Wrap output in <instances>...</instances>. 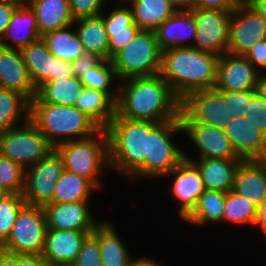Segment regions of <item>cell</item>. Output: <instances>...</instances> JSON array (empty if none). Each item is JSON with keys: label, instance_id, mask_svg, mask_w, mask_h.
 I'll return each mask as SVG.
<instances>
[{"label": "cell", "instance_id": "30bf717a", "mask_svg": "<svg viewBox=\"0 0 266 266\" xmlns=\"http://www.w3.org/2000/svg\"><path fill=\"white\" fill-rule=\"evenodd\" d=\"M233 114L215 89L198 90L181 100L180 122H198L224 130Z\"/></svg>", "mask_w": 266, "mask_h": 266}, {"label": "cell", "instance_id": "2e32d148", "mask_svg": "<svg viewBox=\"0 0 266 266\" xmlns=\"http://www.w3.org/2000/svg\"><path fill=\"white\" fill-rule=\"evenodd\" d=\"M224 132L241 159H266V135L256 127L252 119L243 116L232 118Z\"/></svg>", "mask_w": 266, "mask_h": 266}, {"label": "cell", "instance_id": "db71d44e", "mask_svg": "<svg viewBox=\"0 0 266 266\" xmlns=\"http://www.w3.org/2000/svg\"><path fill=\"white\" fill-rule=\"evenodd\" d=\"M176 10H190L191 0H167ZM178 7H181L177 9Z\"/></svg>", "mask_w": 266, "mask_h": 266}, {"label": "cell", "instance_id": "7dc6e473", "mask_svg": "<svg viewBox=\"0 0 266 266\" xmlns=\"http://www.w3.org/2000/svg\"><path fill=\"white\" fill-rule=\"evenodd\" d=\"M244 56L254 67L266 68V39L257 42Z\"/></svg>", "mask_w": 266, "mask_h": 266}, {"label": "cell", "instance_id": "4fadbf2b", "mask_svg": "<svg viewBox=\"0 0 266 266\" xmlns=\"http://www.w3.org/2000/svg\"><path fill=\"white\" fill-rule=\"evenodd\" d=\"M264 39L266 21L251 6L239 4L231 14L227 53L244 56L257 42Z\"/></svg>", "mask_w": 266, "mask_h": 266}, {"label": "cell", "instance_id": "ab89813d", "mask_svg": "<svg viewBox=\"0 0 266 266\" xmlns=\"http://www.w3.org/2000/svg\"><path fill=\"white\" fill-rule=\"evenodd\" d=\"M25 171L20 164L0 155V187L6 194H22Z\"/></svg>", "mask_w": 266, "mask_h": 266}, {"label": "cell", "instance_id": "e0dca14e", "mask_svg": "<svg viewBox=\"0 0 266 266\" xmlns=\"http://www.w3.org/2000/svg\"><path fill=\"white\" fill-rule=\"evenodd\" d=\"M90 233L47 229L41 256L49 266H70L79 254L83 240Z\"/></svg>", "mask_w": 266, "mask_h": 266}, {"label": "cell", "instance_id": "1f68e13d", "mask_svg": "<svg viewBox=\"0 0 266 266\" xmlns=\"http://www.w3.org/2000/svg\"><path fill=\"white\" fill-rule=\"evenodd\" d=\"M132 7L134 23L152 32L177 11L167 0H134Z\"/></svg>", "mask_w": 266, "mask_h": 266}, {"label": "cell", "instance_id": "d6986e66", "mask_svg": "<svg viewBox=\"0 0 266 266\" xmlns=\"http://www.w3.org/2000/svg\"><path fill=\"white\" fill-rule=\"evenodd\" d=\"M48 229L93 232L96 223L87 208V201L52 202L43 207Z\"/></svg>", "mask_w": 266, "mask_h": 266}, {"label": "cell", "instance_id": "603a6c76", "mask_svg": "<svg viewBox=\"0 0 266 266\" xmlns=\"http://www.w3.org/2000/svg\"><path fill=\"white\" fill-rule=\"evenodd\" d=\"M184 158L191 161L201 174L205 189L229 192L233 188L235 174L243 160H227L222 158H203L199 162L191 160L184 154Z\"/></svg>", "mask_w": 266, "mask_h": 266}, {"label": "cell", "instance_id": "277c9868", "mask_svg": "<svg viewBox=\"0 0 266 266\" xmlns=\"http://www.w3.org/2000/svg\"><path fill=\"white\" fill-rule=\"evenodd\" d=\"M30 121L54 147L73 141V136H81V139L99 136L101 129L76 106L50 103H30ZM61 136L64 138L62 141L58 139Z\"/></svg>", "mask_w": 266, "mask_h": 266}, {"label": "cell", "instance_id": "6f0895ef", "mask_svg": "<svg viewBox=\"0 0 266 266\" xmlns=\"http://www.w3.org/2000/svg\"><path fill=\"white\" fill-rule=\"evenodd\" d=\"M131 266H158L151 260H146V258L142 259L140 258L139 260L133 261L131 263Z\"/></svg>", "mask_w": 266, "mask_h": 266}, {"label": "cell", "instance_id": "cb8c5ba5", "mask_svg": "<svg viewBox=\"0 0 266 266\" xmlns=\"http://www.w3.org/2000/svg\"><path fill=\"white\" fill-rule=\"evenodd\" d=\"M105 18L102 15L106 32L109 37L108 60L134 39L140 28L134 23V17L130 8H119L112 11Z\"/></svg>", "mask_w": 266, "mask_h": 266}, {"label": "cell", "instance_id": "7402d4cb", "mask_svg": "<svg viewBox=\"0 0 266 266\" xmlns=\"http://www.w3.org/2000/svg\"><path fill=\"white\" fill-rule=\"evenodd\" d=\"M156 39L162 51L174 47H192L181 42L186 38H196V21L191 10H177L155 31Z\"/></svg>", "mask_w": 266, "mask_h": 266}, {"label": "cell", "instance_id": "83f0119b", "mask_svg": "<svg viewBox=\"0 0 266 266\" xmlns=\"http://www.w3.org/2000/svg\"><path fill=\"white\" fill-rule=\"evenodd\" d=\"M75 106L101 129H106L116 115V103L106 93L86 87Z\"/></svg>", "mask_w": 266, "mask_h": 266}, {"label": "cell", "instance_id": "52a82bcc", "mask_svg": "<svg viewBox=\"0 0 266 266\" xmlns=\"http://www.w3.org/2000/svg\"><path fill=\"white\" fill-rule=\"evenodd\" d=\"M25 125L0 132V155L20 164L31 166L47 156L55 147L25 116Z\"/></svg>", "mask_w": 266, "mask_h": 266}, {"label": "cell", "instance_id": "f546056e", "mask_svg": "<svg viewBox=\"0 0 266 266\" xmlns=\"http://www.w3.org/2000/svg\"><path fill=\"white\" fill-rule=\"evenodd\" d=\"M93 233L99 240L102 266H131V257L109 222L97 223Z\"/></svg>", "mask_w": 266, "mask_h": 266}, {"label": "cell", "instance_id": "60d3db41", "mask_svg": "<svg viewBox=\"0 0 266 266\" xmlns=\"http://www.w3.org/2000/svg\"><path fill=\"white\" fill-rule=\"evenodd\" d=\"M70 266H102L99 240L93 232L83 240L80 252Z\"/></svg>", "mask_w": 266, "mask_h": 266}, {"label": "cell", "instance_id": "f35d334b", "mask_svg": "<svg viewBox=\"0 0 266 266\" xmlns=\"http://www.w3.org/2000/svg\"><path fill=\"white\" fill-rule=\"evenodd\" d=\"M25 204L22 194H6L0 198V247L10 236L17 214Z\"/></svg>", "mask_w": 266, "mask_h": 266}, {"label": "cell", "instance_id": "7c38bea8", "mask_svg": "<svg viewBox=\"0 0 266 266\" xmlns=\"http://www.w3.org/2000/svg\"><path fill=\"white\" fill-rule=\"evenodd\" d=\"M196 21V45L193 47L221 57L227 53L232 11L190 8Z\"/></svg>", "mask_w": 266, "mask_h": 266}, {"label": "cell", "instance_id": "8d00e7d4", "mask_svg": "<svg viewBox=\"0 0 266 266\" xmlns=\"http://www.w3.org/2000/svg\"><path fill=\"white\" fill-rule=\"evenodd\" d=\"M257 216V206L233 190L226 192L223 208V220L238 224L254 225Z\"/></svg>", "mask_w": 266, "mask_h": 266}, {"label": "cell", "instance_id": "44dd1931", "mask_svg": "<svg viewBox=\"0 0 266 266\" xmlns=\"http://www.w3.org/2000/svg\"><path fill=\"white\" fill-rule=\"evenodd\" d=\"M232 190L258 207L266 198V159L243 160L237 168Z\"/></svg>", "mask_w": 266, "mask_h": 266}, {"label": "cell", "instance_id": "ffe728a7", "mask_svg": "<svg viewBox=\"0 0 266 266\" xmlns=\"http://www.w3.org/2000/svg\"><path fill=\"white\" fill-rule=\"evenodd\" d=\"M0 87L23 94L31 101L37 93L22 55L17 49L0 46Z\"/></svg>", "mask_w": 266, "mask_h": 266}, {"label": "cell", "instance_id": "680465c9", "mask_svg": "<svg viewBox=\"0 0 266 266\" xmlns=\"http://www.w3.org/2000/svg\"><path fill=\"white\" fill-rule=\"evenodd\" d=\"M0 1H4V2H7V3H12V4L20 7V6H28L31 0H0Z\"/></svg>", "mask_w": 266, "mask_h": 266}, {"label": "cell", "instance_id": "91938a15", "mask_svg": "<svg viewBox=\"0 0 266 266\" xmlns=\"http://www.w3.org/2000/svg\"><path fill=\"white\" fill-rule=\"evenodd\" d=\"M255 1L257 0H239V4L250 6Z\"/></svg>", "mask_w": 266, "mask_h": 266}, {"label": "cell", "instance_id": "7a4b0ae2", "mask_svg": "<svg viewBox=\"0 0 266 266\" xmlns=\"http://www.w3.org/2000/svg\"><path fill=\"white\" fill-rule=\"evenodd\" d=\"M218 62L217 55L193 46L174 47L162 51L160 75L183 100L191 92L215 87Z\"/></svg>", "mask_w": 266, "mask_h": 266}, {"label": "cell", "instance_id": "d590c367", "mask_svg": "<svg viewBox=\"0 0 266 266\" xmlns=\"http://www.w3.org/2000/svg\"><path fill=\"white\" fill-rule=\"evenodd\" d=\"M22 112L30 116V101L17 91L0 87V132L17 127Z\"/></svg>", "mask_w": 266, "mask_h": 266}, {"label": "cell", "instance_id": "ac0fdd59", "mask_svg": "<svg viewBox=\"0 0 266 266\" xmlns=\"http://www.w3.org/2000/svg\"><path fill=\"white\" fill-rule=\"evenodd\" d=\"M175 175L172 195L181 202L179 214L185 219L197 205L201 194L206 190L199 169L188 160H184L166 176Z\"/></svg>", "mask_w": 266, "mask_h": 266}, {"label": "cell", "instance_id": "94428289", "mask_svg": "<svg viewBox=\"0 0 266 266\" xmlns=\"http://www.w3.org/2000/svg\"><path fill=\"white\" fill-rule=\"evenodd\" d=\"M5 195V191L0 187V198H3Z\"/></svg>", "mask_w": 266, "mask_h": 266}, {"label": "cell", "instance_id": "6da1fadb", "mask_svg": "<svg viewBox=\"0 0 266 266\" xmlns=\"http://www.w3.org/2000/svg\"><path fill=\"white\" fill-rule=\"evenodd\" d=\"M124 81L127 84L119 87L116 102L118 117L157 124L179 119L181 100L160 74L131 77Z\"/></svg>", "mask_w": 266, "mask_h": 266}, {"label": "cell", "instance_id": "c3c4849f", "mask_svg": "<svg viewBox=\"0 0 266 266\" xmlns=\"http://www.w3.org/2000/svg\"><path fill=\"white\" fill-rule=\"evenodd\" d=\"M71 76H74L71 62L54 57L53 74L45 82L65 79Z\"/></svg>", "mask_w": 266, "mask_h": 266}, {"label": "cell", "instance_id": "9c48e42d", "mask_svg": "<svg viewBox=\"0 0 266 266\" xmlns=\"http://www.w3.org/2000/svg\"><path fill=\"white\" fill-rule=\"evenodd\" d=\"M182 131L179 119L158 123L147 135L144 176H166L184 160V154L170 140L172 133Z\"/></svg>", "mask_w": 266, "mask_h": 266}, {"label": "cell", "instance_id": "f5cc1de1", "mask_svg": "<svg viewBox=\"0 0 266 266\" xmlns=\"http://www.w3.org/2000/svg\"><path fill=\"white\" fill-rule=\"evenodd\" d=\"M250 6L266 21V0H257Z\"/></svg>", "mask_w": 266, "mask_h": 266}, {"label": "cell", "instance_id": "9a60e30c", "mask_svg": "<svg viewBox=\"0 0 266 266\" xmlns=\"http://www.w3.org/2000/svg\"><path fill=\"white\" fill-rule=\"evenodd\" d=\"M182 131L196 144L200 159L222 158L227 160L241 159L224 130L198 122H180Z\"/></svg>", "mask_w": 266, "mask_h": 266}, {"label": "cell", "instance_id": "681fc988", "mask_svg": "<svg viewBox=\"0 0 266 266\" xmlns=\"http://www.w3.org/2000/svg\"><path fill=\"white\" fill-rule=\"evenodd\" d=\"M12 266H49L41 255L12 254Z\"/></svg>", "mask_w": 266, "mask_h": 266}, {"label": "cell", "instance_id": "b9f144b4", "mask_svg": "<svg viewBox=\"0 0 266 266\" xmlns=\"http://www.w3.org/2000/svg\"><path fill=\"white\" fill-rule=\"evenodd\" d=\"M246 117L252 119L256 127L266 135V101L257 90H247Z\"/></svg>", "mask_w": 266, "mask_h": 266}, {"label": "cell", "instance_id": "4dcf8cb0", "mask_svg": "<svg viewBox=\"0 0 266 266\" xmlns=\"http://www.w3.org/2000/svg\"><path fill=\"white\" fill-rule=\"evenodd\" d=\"M74 22L79 24L76 31L84 50L108 60L109 37L102 19V14L98 16L79 17Z\"/></svg>", "mask_w": 266, "mask_h": 266}, {"label": "cell", "instance_id": "f6af8a7d", "mask_svg": "<svg viewBox=\"0 0 266 266\" xmlns=\"http://www.w3.org/2000/svg\"><path fill=\"white\" fill-rule=\"evenodd\" d=\"M102 60L103 58L99 55L84 51L75 61L71 63L73 75L80 78L83 73H86L91 68L96 67Z\"/></svg>", "mask_w": 266, "mask_h": 266}, {"label": "cell", "instance_id": "7bdbcfd3", "mask_svg": "<svg viewBox=\"0 0 266 266\" xmlns=\"http://www.w3.org/2000/svg\"><path fill=\"white\" fill-rule=\"evenodd\" d=\"M223 96L224 103L228 105L234 119L246 117L247 90L246 91H219Z\"/></svg>", "mask_w": 266, "mask_h": 266}, {"label": "cell", "instance_id": "9f6ffc18", "mask_svg": "<svg viewBox=\"0 0 266 266\" xmlns=\"http://www.w3.org/2000/svg\"><path fill=\"white\" fill-rule=\"evenodd\" d=\"M257 92L260 96L266 101V76H259L258 84H257Z\"/></svg>", "mask_w": 266, "mask_h": 266}, {"label": "cell", "instance_id": "5b68a950", "mask_svg": "<svg viewBox=\"0 0 266 266\" xmlns=\"http://www.w3.org/2000/svg\"><path fill=\"white\" fill-rule=\"evenodd\" d=\"M99 134V140L96 136L84 139L76 138L55 147L63 160L64 170L88 179L96 188L100 187L97 178L100 168L106 163L105 167L109 166L106 129H100Z\"/></svg>", "mask_w": 266, "mask_h": 266}, {"label": "cell", "instance_id": "816d5d0a", "mask_svg": "<svg viewBox=\"0 0 266 266\" xmlns=\"http://www.w3.org/2000/svg\"><path fill=\"white\" fill-rule=\"evenodd\" d=\"M254 225H258L266 233V198L257 207V216Z\"/></svg>", "mask_w": 266, "mask_h": 266}, {"label": "cell", "instance_id": "ee69618b", "mask_svg": "<svg viewBox=\"0 0 266 266\" xmlns=\"http://www.w3.org/2000/svg\"><path fill=\"white\" fill-rule=\"evenodd\" d=\"M104 0H69L70 11L74 19L101 15Z\"/></svg>", "mask_w": 266, "mask_h": 266}, {"label": "cell", "instance_id": "bcb514c9", "mask_svg": "<svg viewBox=\"0 0 266 266\" xmlns=\"http://www.w3.org/2000/svg\"><path fill=\"white\" fill-rule=\"evenodd\" d=\"M238 5L239 0H191V8L233 11Z\"/></svg>", "mask_w": 266, "mask_h": 266}, {"label": "cell", "instance_id": "d6a6232c", "mask_svg": "<svg viewBox=\"0 0 266 266\" xmlns=\"http://www.w3.org/2000/svg\"><path fill=\"white\" fill-rule=\"evenodd\" d=\"M70 26L48 32L41 36L48 50L63 61H75L85 50L77 31L68 30Z\"/></svg>", "mask_w": 266, "mask_h": 266}, {"label": "cell", "instance_id": "8fae6325", "mask_svg": "<svg viewBox=\"0 0 266 266\" xmlns=\"http://www.w3.org/2000/svg\"><path fill=\"white\" fill-rule=\"evenodd\" d=\"M25 172L23 198L27 205L44 207L52 203L54 187L64 171L60 154L54 149Z\"/></svg>", "mask_w": 266, "mask_h": 266}, {"label": "cell", "instance_id": "8992f818", "mask_svg": "<svg viewBox=\"0 0 266 266\" xmlns=\"http://www.w3.org/2000/svg\"><path fill=\"white\" fill-rule=\"evenodd\" d=\"M111 62L117 79L160 74L162 50L152 31L140 30L127 46L117 52Z\"/></svg>", "mask_w": 266, "mask_h": 266}, {"label": "cell", "instance_id": "74e56055", "mask_svg": "<svg viewBox=\"0 0 266 266\" xmlns=\"http://www.w3.org/2000/svg\"><path fill=\"white\" fill-rule=\"evenodd\" d=\"M113 77H117V74L111 60L103 59L96 67L83 73L79 80L86 88L106 93L116 103L119 92L115 91L112 94L109 90V84H111L110 82Z\"/></svg>", "mask_w": 266, "mask_h": 266}, {"label": "cell", "instance_id": "836d02e7", "mask_svg": "<svg viewBox=\"0 0 266 266\" xmlns=\"http://www.w3.org/2000/svg\"><path fill=\"white\" fill-rule=\"evenodd\" d=\"M96 187L88 180L76 174L63 171L55 184L52 202L73 203L87 201L90 191Z\"/></svg>", "mask_w": 266, "mask_h": 266}, {"label": "cell", "instance_id": "4316f807", "mask_svg": "<svg viewBox=\"0 0 266 266\" xmlns=\"http://www.w3.org/2000/svg\"><path fill=\"white\" fill-rule=\"evenodd\" d=\"M25 28H27V31H24L22 34L21 31ZM4 36L8 38L11 37L15 44L12 47V45L6 41H0V46L17 50H20L21 48H24L30 43H33L41 38L35 13L29 5L17 7L15 12L12 14L11 21L2 38H4Z\"/></svg>", "mask_w": 266, "mask_h": 266}, {"label": "cell", "instance_id": "d4e9b609", "mask_svg": "<svg viewBox=\"0 0 266 266\" xmlns=\"http://www.w3.org/2000/svg\"><path fill=\"white\" fill-rule=\"evenodd\" d=\"M40 36L57 29L71 26L75 21L69 0H31Z\"/></svg>", "mask_w": 266, "mask_h": 266}, {"label": "cell", "instance_id": "484cf974", "mask_svg": "<svg viewBox=\"0 0 266 266\" xmlns=\"http://www.w3.org/2000/svg\"><path fill=\"white\" fill-rule=\"evenodd\" d=\"M85 86L75 76L44 82L37 88L36 96L30 103H50L75 106Z\"/></svg>", "mask_w": 266, "mask_h": 266}, {"label": "cell", "instance_id": "f907efd6", "mask_svg": "<svg viewBox=\"0 0 266 266\" xmlns=\"http://www.w3.org/2000/svg\"><path fill=\"white\" fill-rule=\"evenodd\" d=\"M17 7L18 6L12 3L0 1V41H2L5 30L11 21L12 14L15 12Z\"/></svg>", "mask_w": 266, "mask_h": 266}, {"label": "cell", "instance_id": "f1b7e54d", "mask_svg": "<svg viewBox=\"0 0 266 266\" xmlns=\"http://www.w3.org/2000/svg\"><path fill=\"white\" fill-rule=\"evenodd\" d=\"M19 51L32 82L38 88L53 74L55 56L48 50L42 38Z\"/></svg>", "mask_w": 266, "mask_h": 266}, {"label": "cell", "instance_id": "3957f363", "mask_svg": "<svg viewBox=\"0 0 266 266\" xmlns=\"http://www.w3.org/2000/svg\"><path fill=\"white\" fill-rule=\"evenodd\" d=\"M156 125L151 121L130 120L115 115L106 128L109 167L132 178L144 175L147 135Z\"/></svg>", "mask_w": 266, "mask_h": 266}, {"label": "cell", "instance_id": "5bb4252c", "mask_svg": "<svg viewBox=\"0 0 266 266\" xmlns=\"http://www.w3.org/2000/svg\"><path fill=\"white\" fill-rule=\"evenodd\" d=\"M245 56L229 53L219 57L215 89L218 91L256 90L260 73Z\"/></svg>", "mask_w": 266, "mask_h": 266}, {"label": "cell", "instance_id": "e575fe53", "mask_svg": "<svg viewBox=\"0 0 266 266\" xmlns=\"http://www.w3.org/2000/svg\"><path fill=\"white\" fill-rule=\"evenodd\" d=\"M226 192L218 190H205L198 199L197 205L185 218L194 224L212 223L223 220V208Z\"/></svg>", "mask_w": 266, "mask_h": 266}, {"label": "cell", "instance_id": "11a10c76", "mask_svg": "<svg viewBox=\"0 0 266 266\" xmlns=\"http://www.w3.org/2000/svg\"><path fill=\"white\" fill-rule=\"evenodd\" d=\"M0 266H12V253L0 249Z\"/></svg>", "mask_w": 266, "mask_h": 266}, {"label": "cell", "instance_id": "ba28073f", "mask_svg": "<svg viewBox=\"0 0 266 266\" xmlns=\"http://www.w3.org/2000/svg\"><path fill=\"white\" fill-rule=\"evenodd\" d=\"M48 226L43 207L25 204L17 214L3 251L20 255H41Z\"/></svg>", "mask_w": 266, "mask_h": 266}]
</instances>
